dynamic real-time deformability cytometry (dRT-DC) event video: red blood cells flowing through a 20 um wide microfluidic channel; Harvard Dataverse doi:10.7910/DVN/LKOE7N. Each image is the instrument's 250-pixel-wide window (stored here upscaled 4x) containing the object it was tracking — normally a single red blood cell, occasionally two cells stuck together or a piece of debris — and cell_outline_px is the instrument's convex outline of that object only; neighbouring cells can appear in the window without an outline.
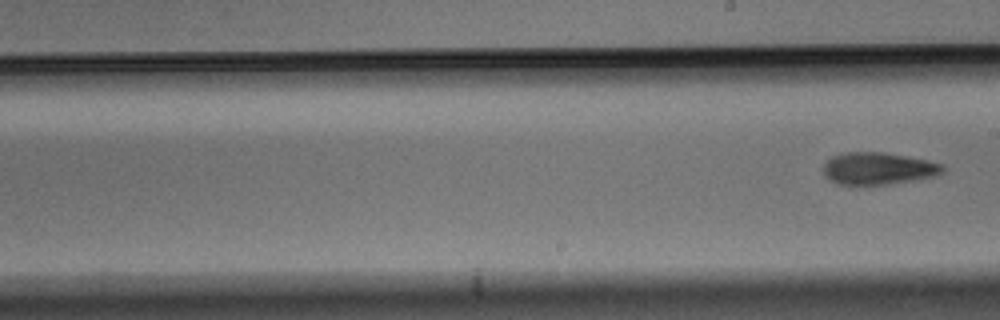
{"species": "Egyptian fruit bat (a non-hibernating species)", "species_latin": "Rousettus aegyptiacus", "temperature_condition": "warm", "stored_images_in_passage": 10, "camera_frame_rate_fps": 3000, "um_per_image_px": 0.085, "animal": {"sex": "male"}, "frame": {"image": 1, "passage_image": 10, "time_ms": 3.0, "image_size_px": [1000, 320], "cell_outline_px": [[944, 168], [940, 172], [932, 176], [888, 184], [856, 188], [836, 184], [828, 180], [824, 176], [824, 164], [832, 156], [848, 152], [880, 152], [928, 160], [944, 164]], "centroid_in_image_um": [74.54, 14.36], "position_along_channel_um": 214.5, "area_um2": 22.72}}